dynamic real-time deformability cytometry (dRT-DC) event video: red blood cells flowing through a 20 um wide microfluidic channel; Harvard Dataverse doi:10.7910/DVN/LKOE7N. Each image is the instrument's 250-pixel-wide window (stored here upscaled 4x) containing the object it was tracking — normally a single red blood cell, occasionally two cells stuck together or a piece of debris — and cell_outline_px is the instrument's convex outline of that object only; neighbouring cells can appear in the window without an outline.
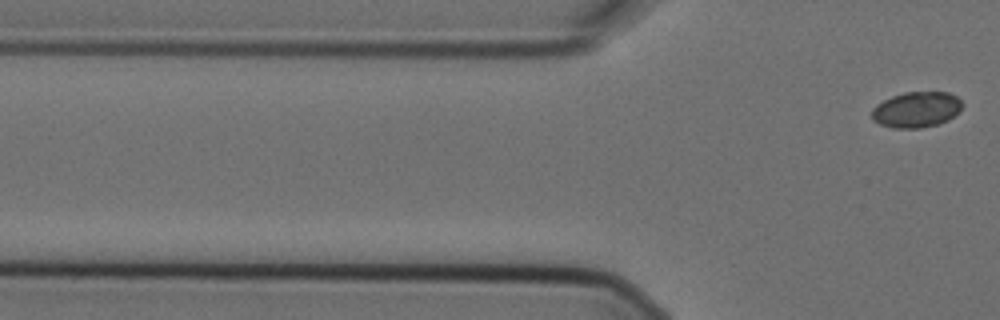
{"species": "Egyptian fruit bat (a non-hibernating species)", "species_latin": "Rousettus aegyptiacus", "temperature_condition": "cold", "stored_images_in_passage": 5, "camera_frame_rate_fps": 3000, "um_per_image_px": 0.085, "animal": {"sex": "female"}, "frame": {"image": 1, "passage_image": 5, "time_ms": 1.333, "image_size_px": [1000, 320], "cell_outline_px": [[964, 104], [960, 112], [948, 120], [936, 124], [920, 128], [892, 128], [880, 124], [872, 120], [872, 108], [876, 104], [892, 96], [904, 92], [948, 92], [956, 96]], "centroid_in_image_um": [77.9, 9.31], "position_along_channel_um": 47.9, "area_um2": 18.96}}